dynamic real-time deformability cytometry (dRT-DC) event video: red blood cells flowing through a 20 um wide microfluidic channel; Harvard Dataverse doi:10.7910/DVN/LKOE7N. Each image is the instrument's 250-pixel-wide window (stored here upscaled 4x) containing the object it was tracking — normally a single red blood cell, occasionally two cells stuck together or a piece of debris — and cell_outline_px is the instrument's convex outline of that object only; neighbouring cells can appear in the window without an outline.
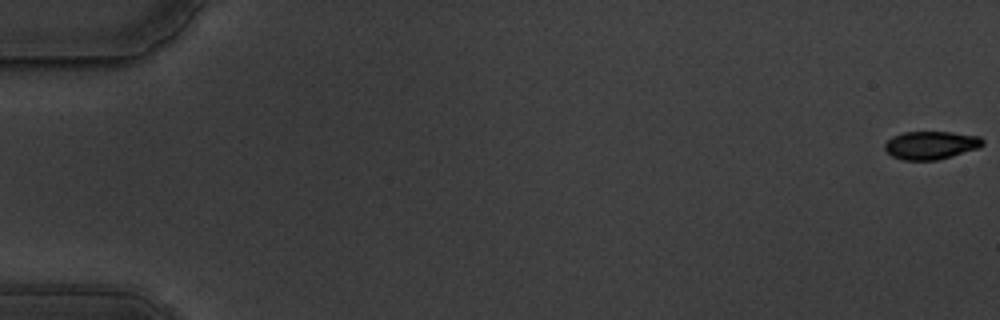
{"species": "common noctule bat (a hibernating species)", "species_latin": "Nyctalus noctula", "temperature_condition": "warm", "stored_images_in_passage": 59, "camera_frame_rate_fps": 3000, "um_per_image_px": 0.085, "animal": {"sex": "male", "body_mass_g": 19.5, "forearm_length_mm": 54.6}, "frame": {"image": 1, "passage_image": 1, "time_ms": 0.0, "image_size_px": [1000, 320], "cell_outline_px": [[984, 144], [980, 148], [952, 156], [936, 160], [904, 160], [892, 156], [884, 148], [884, 144], [892, 136], [904, 132], [952, 132], [980, 136], [984, 140]], "centroid_in_image_um": [79.15, 12.33], "position_along_channel_um": 5.8, "area_um2": 16.13}}
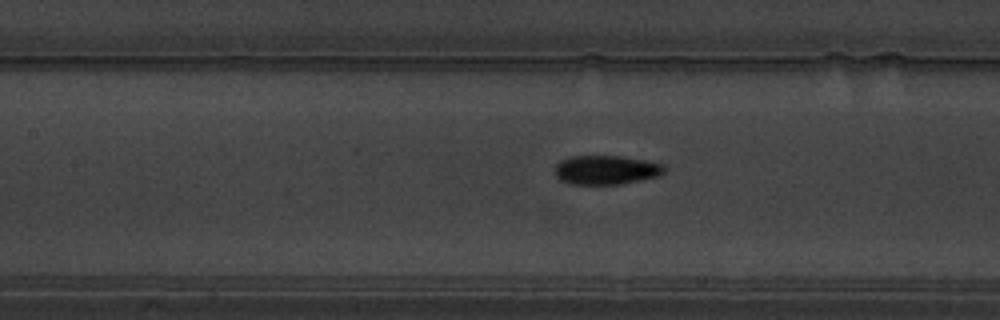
{"frame": {"image": 2, "passage_image": 28, "time_ms": 9.0, "image_size_px": [1000, 320], "cell_outline_px": [[664, 172], [660, 176], [620, 184], [572, 184], [560, 180], [556, 176], [556, 164], [560, 160], [572, 156], [620, 156], [648, 160], [664, 164]], "centroid_in_image_um": [51.54, 14.44], "position_along_channel_um": 155.9, "area_um2": 18.61}}
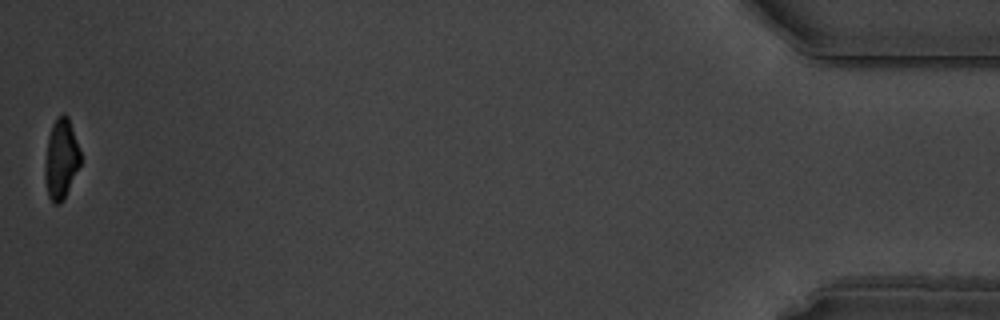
{"frame": {"image": 3, "passage_image": 59, "time_ms": 19.333, "image_size_px": [1000, 320], "cell_outline_px": [[80, 164], [64, 200], [60, 204], [52, 204], [48, 196], [44, 176], [44, 164], [48, 136], [52, 124], [56, 116], [64, 112], [68, 116], [80, 148]], "centroid_in_image_um": [5.18, 13.5], "position_along_channel_um": 430.0, "area_um2": 16.94}, "authors_computed_cell_mechanics": {"area_um2": 17.8602, "velocity_mm_per_s": 3.5259, "shape_relaxation_time_tau1_ms": 2.7719, "shape_relaxation_time_tau2_ms": 5.2806, "deformation_change_tau1": 0.1532, "deformation_change_tau2": 0.0701}}